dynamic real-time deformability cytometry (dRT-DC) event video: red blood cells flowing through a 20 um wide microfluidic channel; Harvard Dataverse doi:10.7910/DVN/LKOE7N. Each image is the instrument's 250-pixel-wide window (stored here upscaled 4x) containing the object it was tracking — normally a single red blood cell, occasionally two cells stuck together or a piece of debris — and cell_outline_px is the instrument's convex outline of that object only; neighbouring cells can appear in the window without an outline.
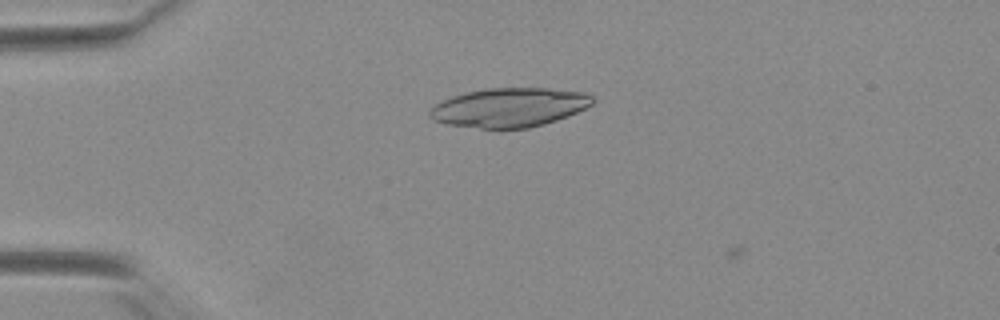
{"species": "Egyptian fruit bat (a non-hibernating species)", "species_latin": "Rousettus aegyptiacus", "temperature_condition": "warm", "stored_images_in_passage": 54, "segment_of_instrument_passage": [1, 3], "camera_frame_rate_fps": 3000, "um_per_image_px": 0.085, "animal": {"sex": "female"}, "frame": {"image": 1, "passage_image": 15, "time_ms": 4.667, "image_size_px": [1000, 320], "cell_outline_px": [[588, 104], [564, 116], [552, 120], [520, 128], [488, 128], [444, 120], [444, 104], [448, 100], [460, 96], [476, 92], [512, 88], [560, 92], [584, 96]], "centroid_in_image_um": [43.44, 9.15], "position_along_channel_um": 41.6, "area_um2": 30.87}}